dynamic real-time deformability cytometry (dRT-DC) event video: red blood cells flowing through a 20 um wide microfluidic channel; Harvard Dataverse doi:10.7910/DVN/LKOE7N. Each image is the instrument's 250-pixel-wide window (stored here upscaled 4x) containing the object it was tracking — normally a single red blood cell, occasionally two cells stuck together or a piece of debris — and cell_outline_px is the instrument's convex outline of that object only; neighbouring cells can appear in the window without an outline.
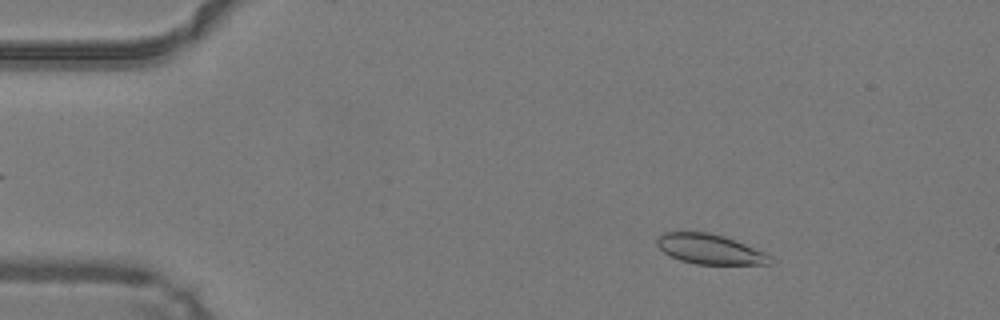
{"species": "common noctule bat (a hibernating species)", "species_latin": "Nyctalus noctula", "temperature_condition": "warm", "stored_images_in_passage": 48, "camera_frame_rate_fps": 3000, "um_per_image_px": 0.085, "animal": {"sex": "male", "body_mass_g": 19.2, "forearm_length_mm": 51.8}, "frame": {"image": 1, "passage_image": 7, "time_ms": 2.0, "image_size_px": [1000, 320], "cell_outline_px": [[776, 260], [772, 264], [696, 264], [680, 260], [664, 252], [656, 244], [656, 240], [664, 232], [708, 232], [724, 236], [764, 252], [772, 256]], "centroid_in_image_um": [60.38, 21.19], "position_along_channel_um": 24.6, "area_um2": 19.65}}
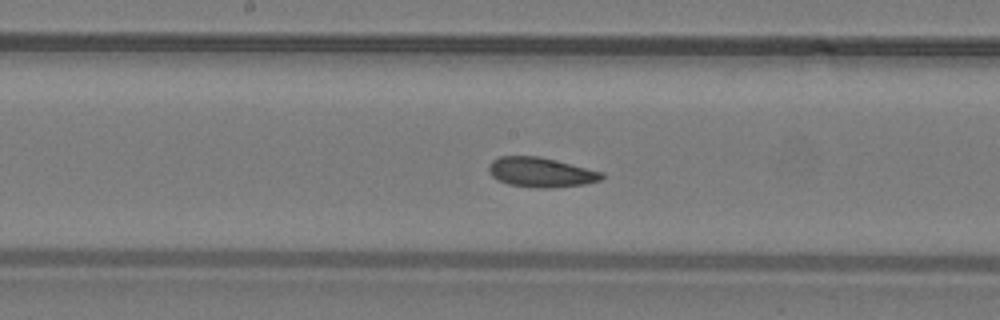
{"frame": {"image": 2, "passage_image": 25, "time_ms": 8.0, "image_size_px": [1000, 320], "cell_outline_px": [[604, 176], [600, 180], [584, 184], [552, 188], [540, 188], [508, 184], [492, 176], [488, 172], [488, 164], [492, 160], [500, 156], [540, 156], [604, 172]], "centroid_in_image_um": [45.97, 14.63], "position_along_channel_um": 202.2, "area_um2": 19.59}}
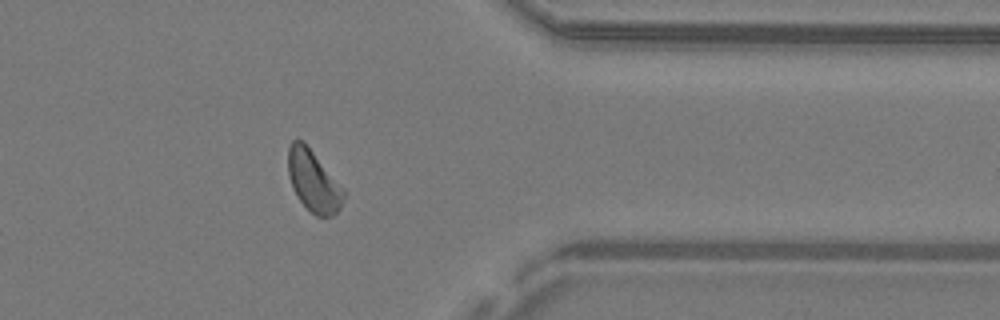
{"frame": {"image": 3, "passage_image": 39, "time_ms": 12.667, "image_size_px": [1000, 320], "cell_outline_px": [[344, 196], [340, 208], [332, 216], [316, 216], [300, 200], [292, 188], [288, 176], [288, 148], [292, 140], [304, 140], [344, 188]], "centroid_in_image_um": [26.63, 15.35], "position_along_channel_um": 384.8, "area_um2": 19.88}, "authors_computed_cell_mechanics": {"area_um2": 19.941, "velocity_mm_per_s": 4.2085, "shape_relaxation_time_tau1_ms": 6.0829, "shape_relaxation_time_tau2_ms": 4.8553, "deformation_change_tau1": 0.1075, "deformation_change_tau2": 0.1095}}